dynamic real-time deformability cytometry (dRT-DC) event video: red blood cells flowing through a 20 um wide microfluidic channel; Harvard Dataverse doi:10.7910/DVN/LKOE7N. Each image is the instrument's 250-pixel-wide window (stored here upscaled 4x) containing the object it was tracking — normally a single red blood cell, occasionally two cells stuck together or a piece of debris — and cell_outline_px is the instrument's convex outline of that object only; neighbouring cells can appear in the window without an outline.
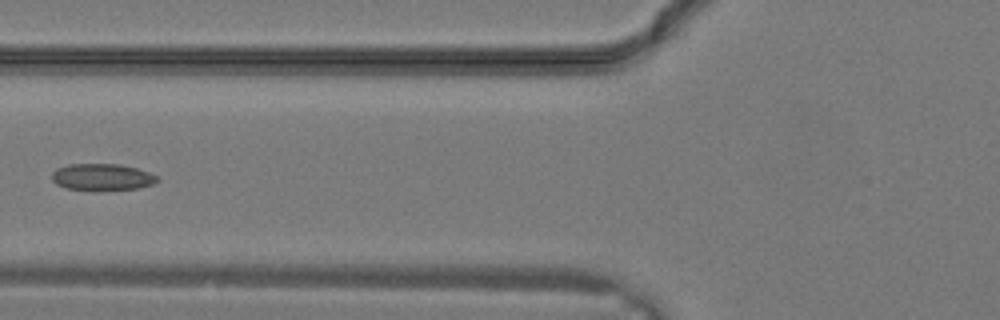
{"species": "common noctule bat (a hibernating species)", "species_latin": "Nyctalus noctula", "temperature_condition": "warm", "stored_images_in_passage": 11, "camera_frame_rate_fps": 3000, "um_per_image_px": 0.085, "animal": {"sex": "male", "body_mass_g": 19.2, "forearm_length_mm": 51.8}, "frame": {"image": 1, "passage_image": 10, "time_ms": 3.0, "image_size_px": [1000, 320], "cell_outline_px": [[160, 180], [152, 184], [136, 188], [92, 192], [68, 188], [56, 184], [52, 180], [52, 172], [56, 168], [68, 164], [120, 164], [136, 168], [160, 176]], "centroid_in_image_um": [8.67, 15.06], "position_along_channel_um": 117.1, "area_um2": 16.82}}